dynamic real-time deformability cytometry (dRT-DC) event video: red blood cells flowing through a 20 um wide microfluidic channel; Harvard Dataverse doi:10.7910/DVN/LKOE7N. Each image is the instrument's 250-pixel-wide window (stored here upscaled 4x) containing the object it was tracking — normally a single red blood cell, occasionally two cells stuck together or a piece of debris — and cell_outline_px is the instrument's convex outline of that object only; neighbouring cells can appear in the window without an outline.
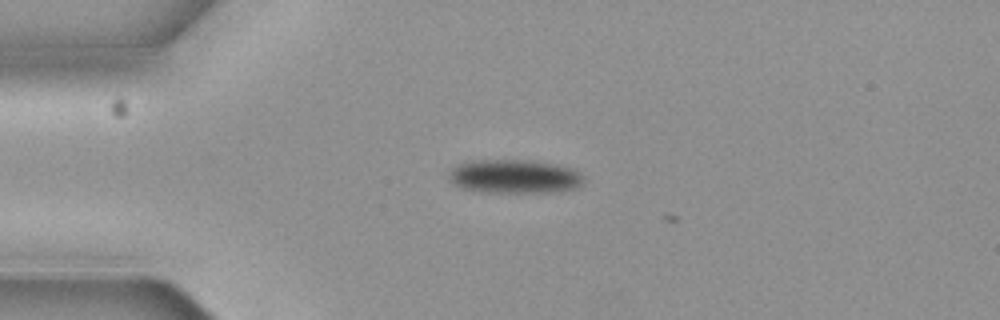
{"species": "common noctule bat (a hibernating species)", "species_latin": "Nyctalus noctula", "temperature_condition": "cold", "stored_images_in_passage": 4, "camera_frame_rate_fps": 3000, "um_per_image_px": 0.085, "animal": {"sex": "female", "body_mass_g": 19.3, "forearm_length_mm": 54.1}, "frame": {"image": 1, "passage_image": 3, "time_ms": 0.667, "image_size_px": [1000, 320], "cell_outline_px": [[584, 184], [576, 188], [548, 192], [488, 192], [460, 188], [448, 176], [448, 172], [456, 164], [468, 160], [536, 160], [560, 164], [572, 168], [580, 172], [584, 176]], "centroid_in_image_um": [43.77, 14.97], "position_along_channel_um": 41.2, "area_um2": 26.93}}